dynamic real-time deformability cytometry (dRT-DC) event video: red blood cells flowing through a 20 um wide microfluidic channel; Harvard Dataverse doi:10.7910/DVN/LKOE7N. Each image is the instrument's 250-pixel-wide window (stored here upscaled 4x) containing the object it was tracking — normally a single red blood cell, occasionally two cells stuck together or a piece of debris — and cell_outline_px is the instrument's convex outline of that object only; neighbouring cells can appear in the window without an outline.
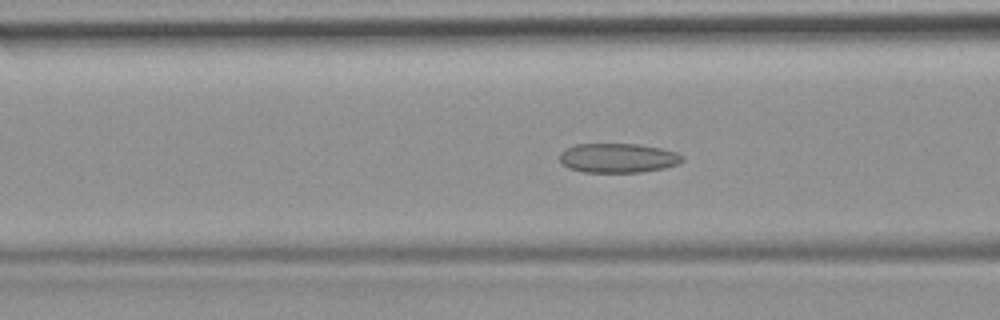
{"species": "common noctule bat (a hibernating species)", "species_latin": "Nyctalus noctula", "temperature_condition": "room temperature", "stored_images_in_passage": 41, "camera_frame_rate_fps": 3000, "um_per_image_px": 0.085, "animal": {"sex": "female", "body_mass_g": 19.9}, "frame": {"image": 1, "passage_image": 9, "time_ms": 2.667, "image_size_px": [1000, 320], "cell_outline_px": [[684, 160], [680, 164], [664, 168], [640, 172], [584, 172], [568, 168], [560, 160], [560, 152], [576, 144], [640, 144], [660, 148], [676, 152], [684, 156]], "centroid_in_image_um": [52.57, 13.43], "position_along_channel_um": 114.0, "area_um2": 21.04}}
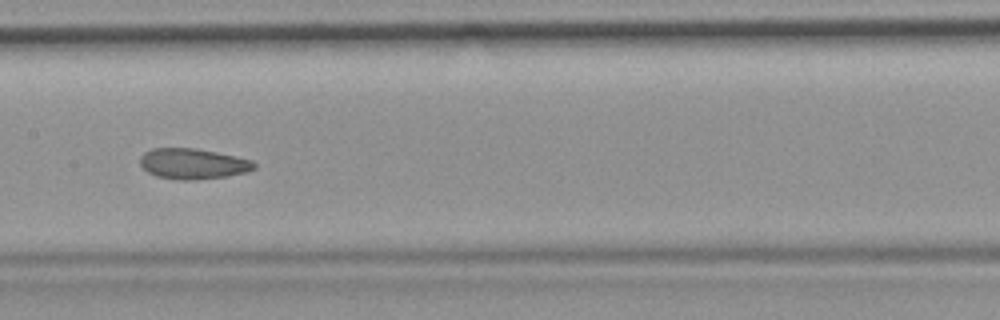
{"frame": {"image": 2, "passage_image": 15, "time_ms": 4.667, "image_size_px": [1000, 320], "cell_outline_px": [[256, 168], [248, 172], [228, 176], [188, 180], [180, 180], [156, 176], [148, 172], [140, 164], [140, 156], [144, 152], [152, 148], [196, 148], [236, 156], [252, 160], [256, 164]], "centroid_in_image_um": [16.41, 13.91], "position_along_channel_um": 191.0, "area_um2": 20.4}}
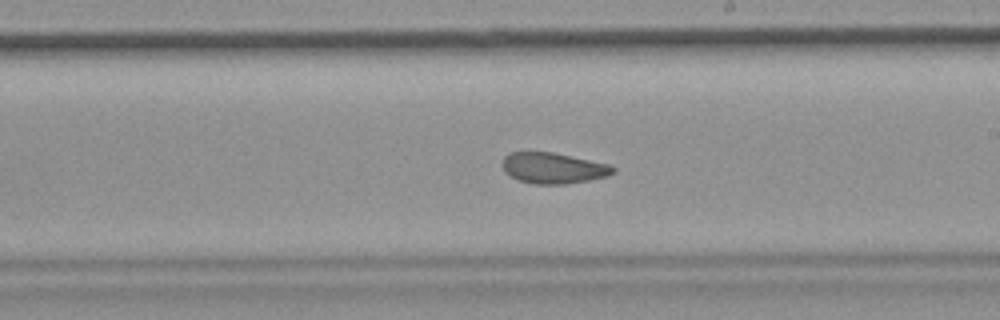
{"frame": {"image": 3, "passage_image": 19, "time_ms": 6.0, "image_size_px": [1000, 320], "cell_outline_px": [[616, 172], [608, 176], [588, 180], [564, 184], [532, 184], [520, 180], [504, 172], [504, 156], [508, 152], [552, 152], [608, 164], [616, 168]], "centroid_in_image_um": [47.04, 14.29], "position_along_channel_um": 242.0, "area_um2": 19.71}, "authors_computed_cell_mechanics": {"area_um2": 20.6924, "velocity_mm_per_s": 3.8511, "shape_relaxation_time_tau1_ms": null, "shape_relaxation_time_tau2_ms": 2.2193, "deformation_change_tau1": null, "deformation_change_tau2": 0.0843}}